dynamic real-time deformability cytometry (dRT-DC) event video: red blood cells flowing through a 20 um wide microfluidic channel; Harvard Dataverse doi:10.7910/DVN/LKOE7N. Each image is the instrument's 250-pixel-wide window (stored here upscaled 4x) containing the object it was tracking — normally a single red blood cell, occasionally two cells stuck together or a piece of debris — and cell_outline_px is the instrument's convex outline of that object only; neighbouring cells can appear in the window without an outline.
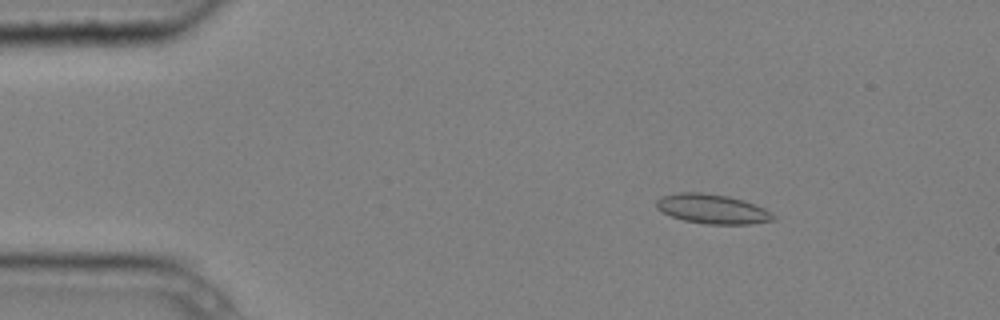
{"species": "common noctule bat (a hibernating species)", "species_latin": "Nyctalus noctula", "temperature_condition": "cold", "stored_images_in_passage": 5, "camera_frame_rate_fps": 3000, "um_per_image_px": 0.085, "animal": {"sex": "male", "body_mass_g": 20.4}, "frame": {"image": 1, "passage_image": 3, "time_ms": 0.667, "image_size_px": [1000, 320], "cell_outline_px": [[776, 220], [748, 224], [708, 224], [684, 220], [672, 216], [656, 208], [656, 200], [660, 196], [680, 192], [700, 192], [728, 196], [744, 200], [756, 204], [772, 212], [776, 216]], "centroid_in_image_um": [60.58, 17.75], "position_along_channel_um": 24.4, "area_um2": 20.17}}